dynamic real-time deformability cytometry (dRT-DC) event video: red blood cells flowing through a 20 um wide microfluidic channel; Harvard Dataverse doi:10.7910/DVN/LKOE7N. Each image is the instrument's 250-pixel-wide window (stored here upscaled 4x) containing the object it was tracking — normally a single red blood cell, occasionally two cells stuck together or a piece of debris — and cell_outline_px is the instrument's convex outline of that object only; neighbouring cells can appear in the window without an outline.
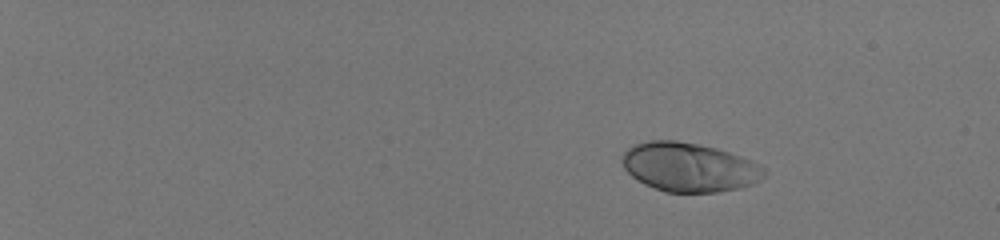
{"species": "human", "species_latin": "Homo sapiens", "temperature_condition": "room temperature", "stored_images_in_passage": 48, "camera_frame_rate_fps": 3000, "um_per_image_px": 0.085, "donor": {"sex": "male"}, "frame": {"image": 1, "passage_image": 1, "time_ms": 0.0, "image_size_px": [1000, 240], "cell_outline_px": [[768, 172], [760, 180], [752, 184], [740, 188], [716, 192], [664, 192], [644, 184], [632, 176], [624, 168], [620, 160], [624, 152], [628, 148], [636, 144], [648, 140], [676, 140], [700, 144], [716, 148], [740, 156], [760, 164]], "centroid_in_image_um": [58.57, 14.21], "position_along_channel_um": 26.4, "area_um2": 40.75}}
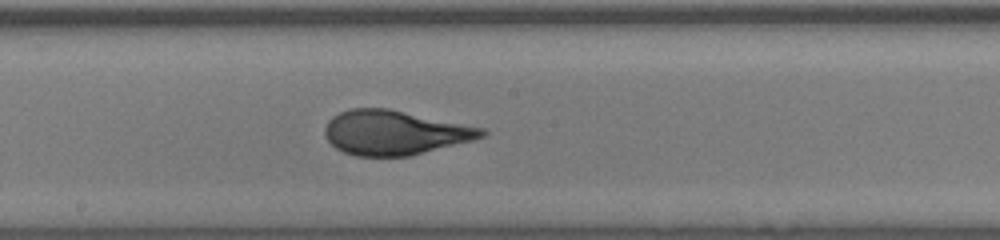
{"frame": {"image": 2, "passage_image": 28, "time_ms": 9.0, "image_size_px": [1000, 240], "cell_outline_px": [[488, 132], [484, 136], [472, 140], [408, 156], [356, 156], [344, 152], [336, 148], [328, 140], [324, 132], [324, 128], [328, 120], [332, 116], [348, 108], [388, 108], [484, 128]], "centroid_in_image_um": [33.51, 11.26], "position_along_channel_um": 214.7, "area_um2": 40.4}}
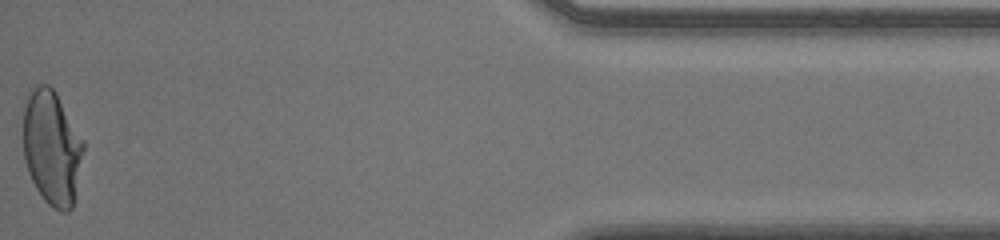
{"frame": {"image": 3, "passage_image": 48, "time_ms": 15.667, "image_size_px": [1000, 240], "cell_outline_px": [[84, 148], [72, 208], [68, 212], [60, 212], [52, 208], [44, 200], [36, 188], [28, 172], [24, 160], [24, 108], [28, 96], [32, 88], [40, 84], [48, 84], [56, 92], [84, 140]], "centroid_in_image_um": [4.41, 12.56], "position_along_channel_um": 430.8, "area_um2": 40.11}, "authors_computed_cell_mechanics": {"area_um2": 40.1132, "velocity_mm_per_s": 4.0455, "shape_relaxation_time_tau1_ms": 4.3159, "shape_relaxation_time_tau2_ms": null, "deformation_change_tau1": 0.1927, "deformation_change_tau2": null}}